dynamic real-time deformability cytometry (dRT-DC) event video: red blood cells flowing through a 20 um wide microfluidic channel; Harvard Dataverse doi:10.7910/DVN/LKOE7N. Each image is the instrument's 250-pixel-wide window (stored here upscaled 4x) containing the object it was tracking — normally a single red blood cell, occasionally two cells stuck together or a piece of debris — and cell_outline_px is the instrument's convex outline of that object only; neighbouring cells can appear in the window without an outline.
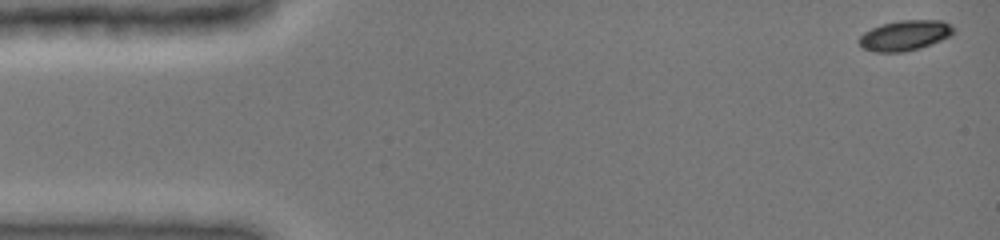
{"species": "common noctule bat (a hibernating species)", "species_latin": "Nyctalus noctula", "temperature_condition": "cold", "stored_images_in_passage": 12, "camera_frame_rate_fps": 3000, "um_per_image_px": 0.085, "animal": {"sex": "female", "body_mass_g": 19.0, "forearm_length_mm": 51.5}, "frame": {"image": 1, "passage_image": 1, "time_ms": 0.0, "image_size_px": [1000, 240], "cell_outline_px": [[956, 32], [952, 36], [920, 48], [904, 52], [876, 52], [864, 48], [856, 40], [864, 32], [880, 24], [900, 20], [944, 20], [952, 24], [956, 28]], "centroid_in_image_um": [76.97, 3.0], "position_along_channel_um": 8.0, "area_um2": 16.99}}